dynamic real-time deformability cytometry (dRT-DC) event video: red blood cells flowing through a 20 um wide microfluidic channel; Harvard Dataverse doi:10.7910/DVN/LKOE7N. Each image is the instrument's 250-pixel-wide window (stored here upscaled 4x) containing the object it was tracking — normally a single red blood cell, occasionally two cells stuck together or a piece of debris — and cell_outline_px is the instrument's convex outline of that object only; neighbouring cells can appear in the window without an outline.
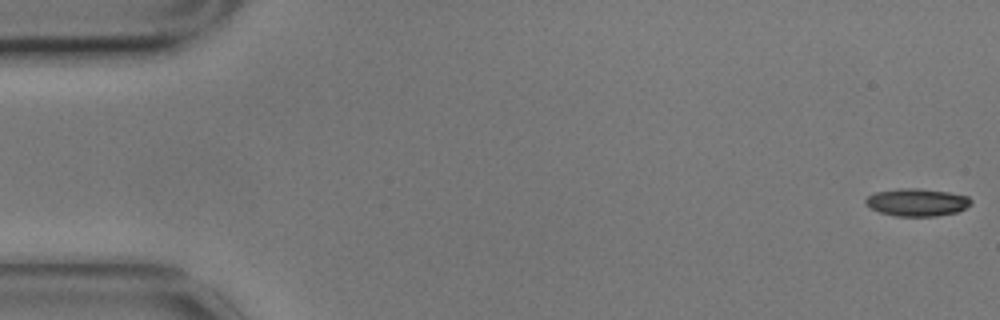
{"species": "common noctule bat (a hibernating species)", "species_latin": "Nyctalus noctula", "temperature_condition": "cold", "stored_images_in_passage": 58, "segment_of_instrument_passage": [1, 2], "camera_frame_rate_fps": 3000, "um_per_image_px": 0.085, "animal": {"sex": "male", "body_mass_g": 17.9}, "frame": {"image": 1, "passage_image": 1, "time_ms": 0.0, "image_size_px": [1000, 320], "cell_outline_px": [[972, 204], [956, 212], [936, 216], [896, 216], [880, 212], [872, 208], [864, 200], [868, 196], [876, 192], [900, 188], [916, 188], [948, 192], [968, 196], [972, 200]], "centroid_in_image_um": [77.97, 17.19], "position_along_channel_um": 7.0, "area_um2": 16.76}}
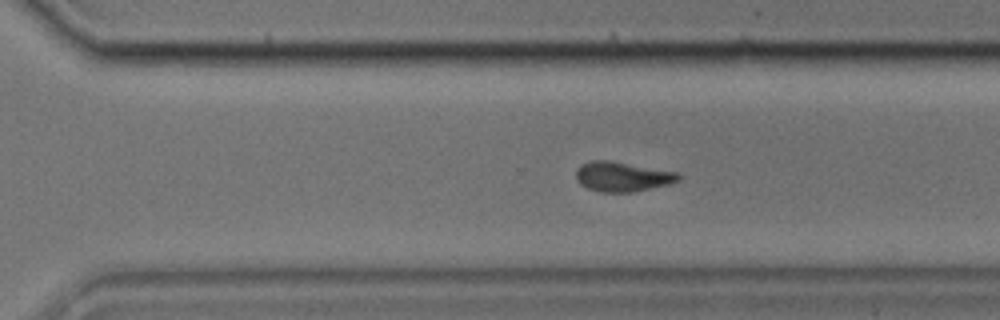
{"frame": {"image": 2, "passage_image": 39, "time_ms": 12.667, "image_size_px": [1000, 320], "cell_outline_px": [[680, 180], [672, 184], [632, 192], [600, 192], [588, 188], [580, 184], [576, 180], [576, 168], [580, 164], [592, 160], [612, 160], [680, 172]], "centroid_in_image_um": [52.93, 15.0], "position_along_channel_um": 317.7, "area_um2": 18.21}}
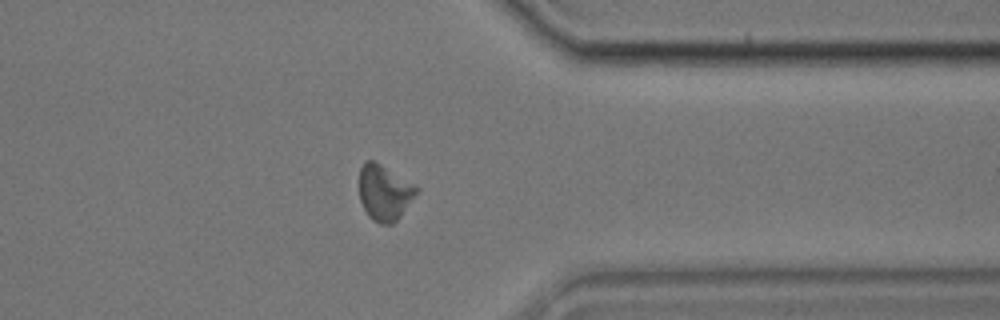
{"frame": {"image": 3, "passage_image": 45, "time_ms": 14.667, "image_size_px": [1000, 320], "cell_outline_px": [[420, 192], [400, 216], [392, 224], [380, 224], [372, 220], [368, 216], [360, 200], [360, 168], [368, 160], [376, 160], [416, 184], [420, 188]], "centroid_in_image_um": [32.73, 16.35], "position_along_channel_um": 378.7, "area_um2": 18.96}}